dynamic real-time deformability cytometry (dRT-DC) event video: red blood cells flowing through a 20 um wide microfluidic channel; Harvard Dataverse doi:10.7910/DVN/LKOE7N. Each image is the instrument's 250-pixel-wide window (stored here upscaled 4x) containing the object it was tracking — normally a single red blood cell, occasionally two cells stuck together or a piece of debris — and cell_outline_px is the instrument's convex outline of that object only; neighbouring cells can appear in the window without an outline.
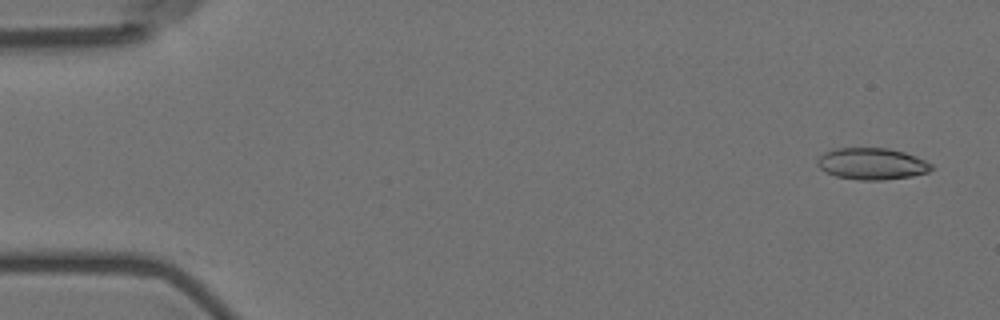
{"species": "Egyptian fruit bat (a non-hibernating species)", "species_latin": "Rousettus aegyptiacus", "temperature_condition": "room temperature", "stored_images_in_passage": 4, "camera_frame_rate_fps": 3000, "um_per_image_px": 0.085, "animal": {"sex": "female"}, "frame": {"image": 1, "passage_image": 1, "time_ms": 0.0, "image_size_px": [1000, 320], "cell_outline_px": [[932, 168], [928, 172], [912, 176], [884, 180], [860, 180], [836, 176], [824, 172], [816, 164], [816, 160], [824, 152], [836, 148], [888, 148], [904, 152], [916, 156], [932, 164]], "centroid_in_image_um": [74.08, 13.92], "position_along_channel_um": 10.9, "area_um2": 21.1}}